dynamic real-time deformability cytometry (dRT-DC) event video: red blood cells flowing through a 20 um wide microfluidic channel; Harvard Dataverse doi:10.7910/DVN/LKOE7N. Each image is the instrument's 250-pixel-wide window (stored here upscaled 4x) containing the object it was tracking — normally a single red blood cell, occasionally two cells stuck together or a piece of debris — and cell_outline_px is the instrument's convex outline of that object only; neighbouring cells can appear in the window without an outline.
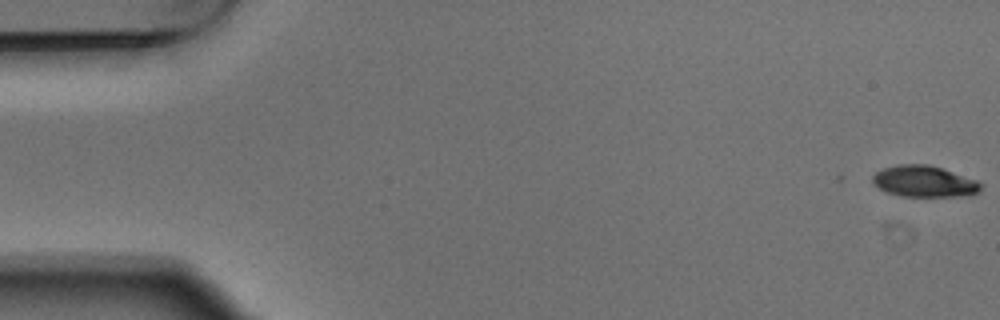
{"species": "Egyptian fruit bat (a non-hibernating species)", "species_latin": "Rousettus aegyptiacus", "temperature_condition": "warm", "stored_images_in_passage": 5, "camera_frame_rate_fps": 3000, "um_per_image_px": 0.085, "animal": {"sex": "male"}, "frame": {"image": 1, "passage_image": 1, "time_ms": 0.0, "image_size_px": [1000, 320], "cell_outline_px": [[984, 184], [980, 192], [972, 196], [900, 196], [888, 192], [880, 188], [872, 180], [872, 176], [876, 172], [884, 168], [896, 164], [928, 164], [976, 180]], "centroid_in_image_um": [78.6, 15.42], "position_along_channel_um": 6.4, "area_um2": 19.71}}
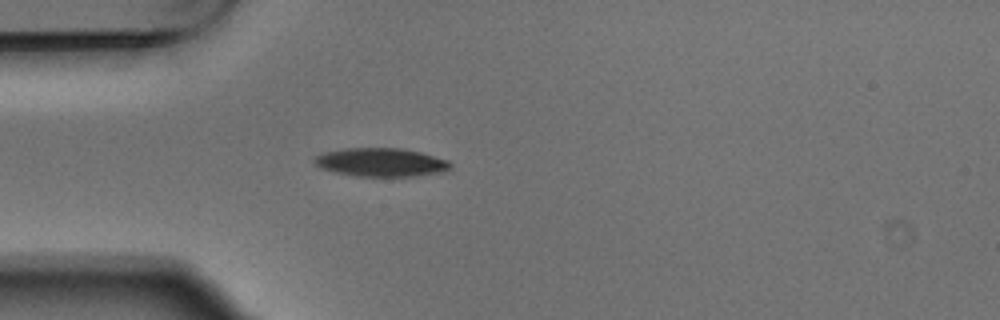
{"frame": {"image": 2, "passage_image": 5, "time_ms": 1.333, "image_size_px": [1000, 320], "cell_outline_px": [[452, 168], [444, 172], [412, 176], [356, 176], [336, 172], [320, 168], [312, 160], [316, 156], [324, 152], [344, 148], [400, 148], [420, 152], [448, 160], [452, 164]], "centroid_in_image_um": [32.4, 13.79], "position_along_channel_um": 52.6, "area_um2": 22.6}}